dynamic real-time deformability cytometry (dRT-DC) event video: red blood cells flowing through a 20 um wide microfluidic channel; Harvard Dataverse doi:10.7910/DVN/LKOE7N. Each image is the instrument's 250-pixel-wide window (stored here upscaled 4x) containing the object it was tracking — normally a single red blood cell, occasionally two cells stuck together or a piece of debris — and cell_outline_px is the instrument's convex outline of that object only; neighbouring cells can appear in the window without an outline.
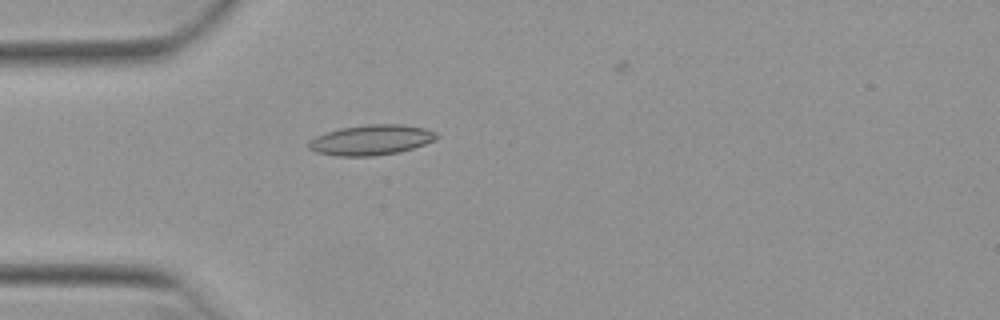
{"species": "Egyptian fruit bat (a non-hibernating species)", "species_latin": "Rousettus aegyptiacus", "temperature_condition": "warm", "stored_images_in_passage": 29, "camera_frame_rate_fps": 3000, "um_per_image_px": 0.085, "animal": {"sex": "female"}, "frame": {"image": 1, "passage_image": 13, "time_ms": 4.0, "image_size_px": [1000, 320], "cell_outline_px": [[440, 136], [424, 144], [400, 152], [372, 156], [336, 156], [316, 152], [308, 148], [308, 140], [316, 136], [340, 128], [368, 124], [400, 124], [424, 128], [436, 132]], "centroid_in_image_um": [31.53, 11.9], "position_along_channel_um": 53.5, "area_um2": 22.48}}
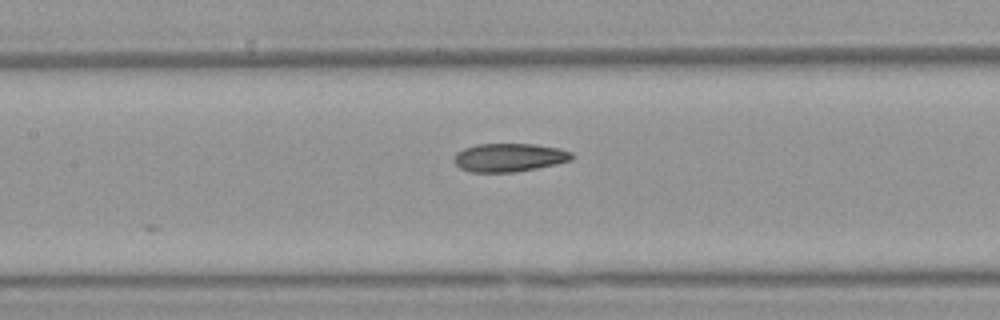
{"frame": {"image": 2, "passage_image": 22, "time_ms": 7.0, "image_size_px": [1000, 320], "cell_outline_px": [[572, 160], [556, 164], [516, 172], [468, 172], [460, 168], [452, 160], [456, 152], [464, 148], [476, 144], [536, 144], [560, 148], [572, 152]], "centroid_in_image_um": [43.26, 13.38], "position_along_channel_um": 164.1, "area_um2": 19.65}}
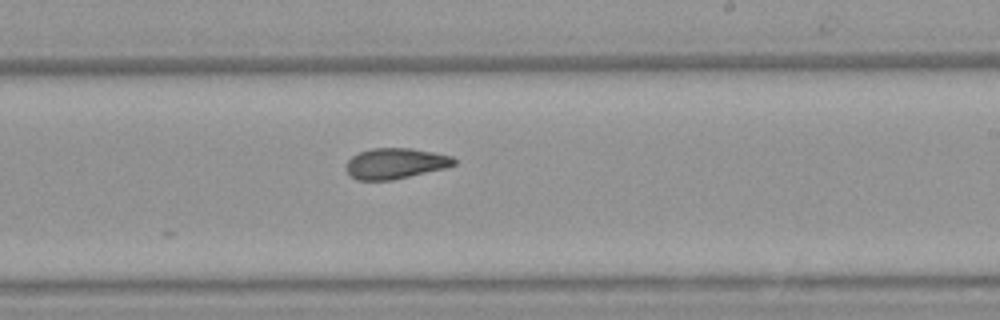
{"frame": {"image": 3, "passage_image": 29, "time_ms": 9.333, "image_size_px": [1000, 320], "cell_outline_px": [[456, 164], [448, 168], [392, 180], [356, 180], [344, 168], [344, 164], [352, 156], [360, 152], [372, 148], [412, 148], [452, 156], [456, 160]], "centroid_in_image_um": [33.61, 13.9], "position_along_channel_um": 255.4, "area_um2": 19.48}}